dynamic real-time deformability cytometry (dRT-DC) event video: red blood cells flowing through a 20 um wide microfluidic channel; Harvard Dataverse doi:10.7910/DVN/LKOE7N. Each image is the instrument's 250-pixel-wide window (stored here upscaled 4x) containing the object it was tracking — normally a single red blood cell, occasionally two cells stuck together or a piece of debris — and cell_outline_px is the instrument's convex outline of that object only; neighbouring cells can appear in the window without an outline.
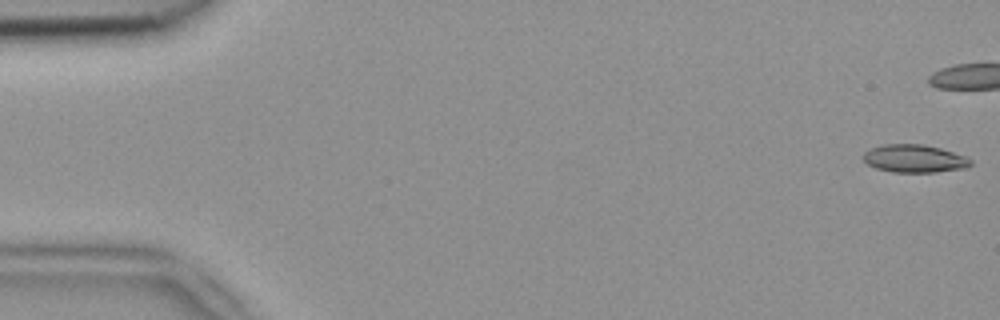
{"species": "common noctule bat (a hibernating species)", "species_latin": "Nyctalus noctula", "temperature_condition": "room temperature", "stored_images_in_passage": 41, "camera_frame_rate_fps": 3000, "um_per_image_px": 0.085, "animal": {"sex": "female", "body_mass_g": 18.4}, "frame": {"image": 1, "passage_image": 1, "time_ms": 0.0, "image_size_px": [1000, 320], "cell_outline_px": [[972, 164], [968, 168], [936, 172], [892, 172], [876, 168], [868, 164], [864, 160], [864, 152], [880, 144], [924, 144], [940, 148], [964, 156], [972, 160]], "centroid_in_image_um": [77.74, 13.48], "position_along_channel_um": 7.3, "area_um2": 17.46}}
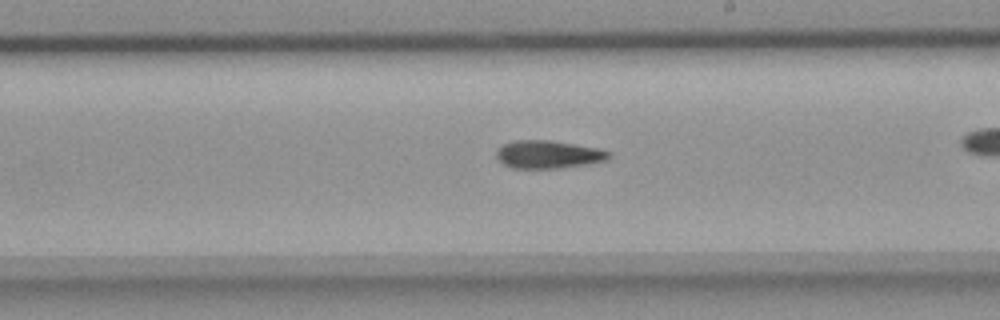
{"frame": {"image": 2, "passage_image": 30, "time_ms": 9.667, "image_size_px": [1000, 320], "cell_outline_px": [[612, 156], [608, 160], [588, 164], [560, 168], [512, 168], [504, 164], [496, 156], [496, 148], [504, 144], [516, 140], [552, 140], [596, 148], [608, 152]], "centroid_in_image_um": [46.59, 13.13], "position_along_channel_um": 242.4, "area_um2": 18.26}}
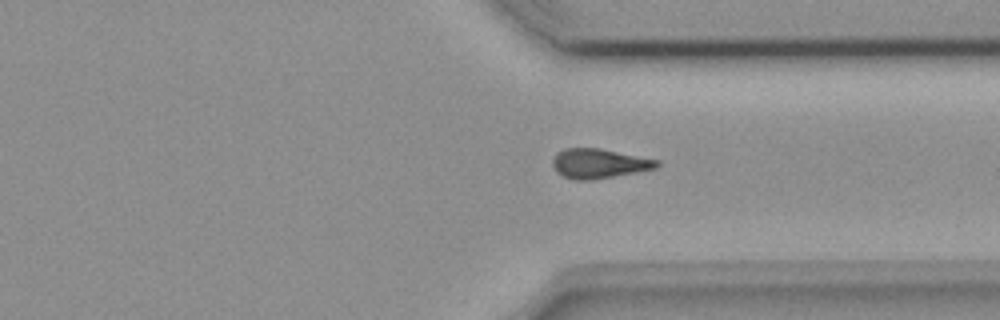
{"frame": {"image": 3, "passage_image": 39, "time_ms": 12.667, "image_size_px": [1000, 320], "cell_outline_px": [[660, 164], [656, 168], [636, 172], [588, 180], [572, 180], [556, 172], [552, 164], [552, 160], [564, 148], [600, 148], [660, 160]], "centroid_in_image_um": [50.92, 13.89], "position_along_channel_um": 360.5, "area_um2": 17.8}}